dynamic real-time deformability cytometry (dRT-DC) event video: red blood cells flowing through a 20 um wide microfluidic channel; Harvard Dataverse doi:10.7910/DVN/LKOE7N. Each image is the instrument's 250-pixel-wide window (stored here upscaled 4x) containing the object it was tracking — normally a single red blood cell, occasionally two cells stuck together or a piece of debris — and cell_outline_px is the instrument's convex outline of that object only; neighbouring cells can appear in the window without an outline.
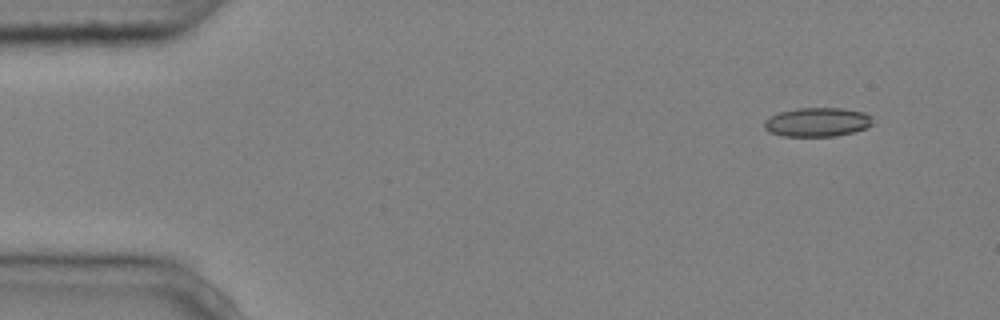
{"species": "common noctule bat (a hibernating species)", "species_latin": "Nyctalus noctula", "temperature_condition": "cold", "stored_images_in_passage": 5, "camera_frame_rate_fps": 3000, "um_per_image_px": 0.085, "animal": {"sex": "male", "body_mass_g": 20.4}, "frame": {"image": 1, "passage_image": 1, "time_ms": 0.0, "image_size_px": [1000, 320], "cell_outline_px": [[872, 124], [864, 128], [852, 132], [836, 136], [784, 136], [772, 132], [764, 128], [764, 120], [780, 112], [796, 108], [840, 108], [864, 112], [872, 116]], "centroid_in_image_um": [69.48, 10.37], "position_along_channel_um": 15.5, "area_um2": 18.15}}
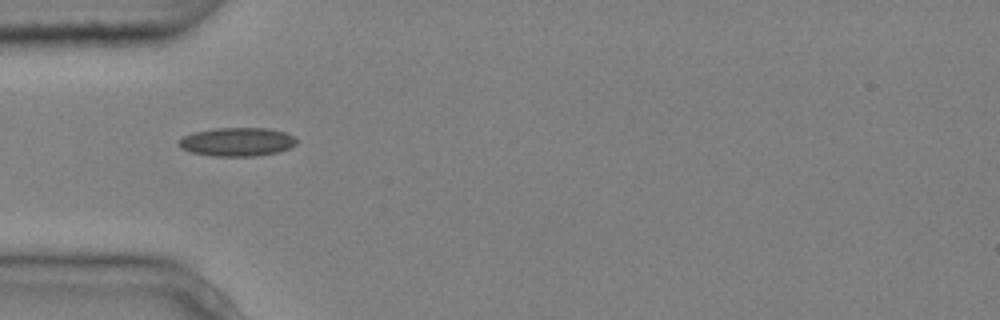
{"frame": {"image": 2, "passage_image": 4, "time_ms": 1.0, "image_size_px": [1000, 320], "cell_outline_px": [[296, 144], [280, 152], [256, 156], [212, 156], [188, 152], [180, 148], [176, 144], [184, 136], [192, 132], [216, 128], [268, 128], [284, 132], [292, 136], [296, 140]], "centroid_in_image_um": [20.11, 12.06], "position_along_channel_um": 64.9, "area_um2": 19.77}}
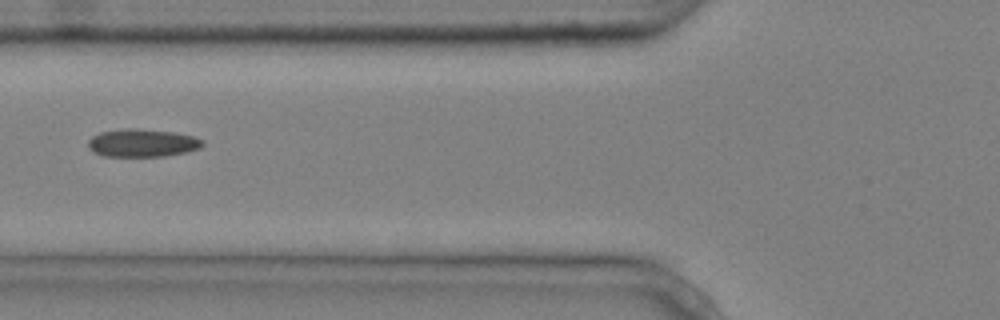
{"frame": {"image": 3, "passage_image": 5, "time_ms": 1.333, "image_size_px": [1000, 320], "cell_outline_px": [[204, 144], [200, 148], [184, 152], [164, 156], [104, 156], [92, 152], [88, 148], [88, 140], [92, 136], [100, 132], [128, 128], [136, 128], [172, 132], [192, 136], [204, 140]], "centroid_in_image_um": [12.06, 12.15], "position_along_channel_um": 113.7, "area_um2": 18.55}}